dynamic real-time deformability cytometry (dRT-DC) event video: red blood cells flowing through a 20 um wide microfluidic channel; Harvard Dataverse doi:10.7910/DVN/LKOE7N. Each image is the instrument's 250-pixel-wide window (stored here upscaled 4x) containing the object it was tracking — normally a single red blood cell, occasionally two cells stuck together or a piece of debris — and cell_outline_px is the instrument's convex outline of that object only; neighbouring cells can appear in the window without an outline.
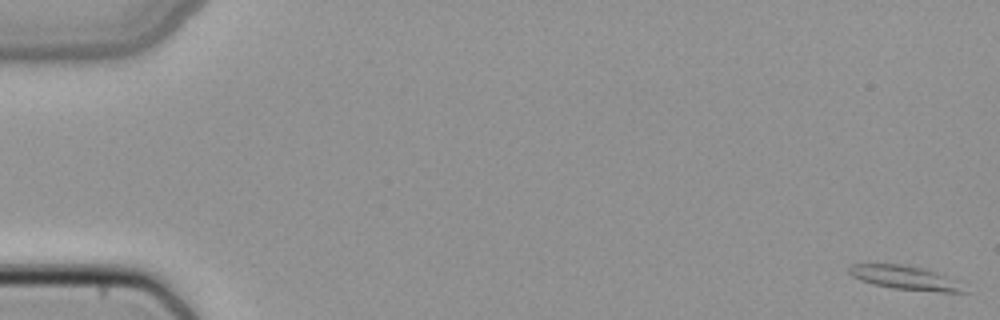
{"species": "common noctule bat (a hibernating species)", "species_latin": "Nyctalus noctula", "temperature_condition": "cold", "stored_images_in_passage": 51, "camera_frame_rate_fps": 3000, "um_per_image_px": 0.085, "animal": {"sex": "female", "body_mass_g": 22.7, "forearm_length_mm": 54.2}, "frame": {"image": 1, "passage_image": 1, "time_ms": 0.0, "image_size_px": [1000, 320], "cell_outline_px": [[968, 292], [940, 292], [892, 288], [872, 284], [860, 280], [852, 276], [848, 272], [848, 268], [852, 264], [900, 264], [928, 268], [960, 280]], "centroid_in_image_um": [77.02, 23.6], "position_along_channel_um": 8.0, "area_um2": 16.47}}
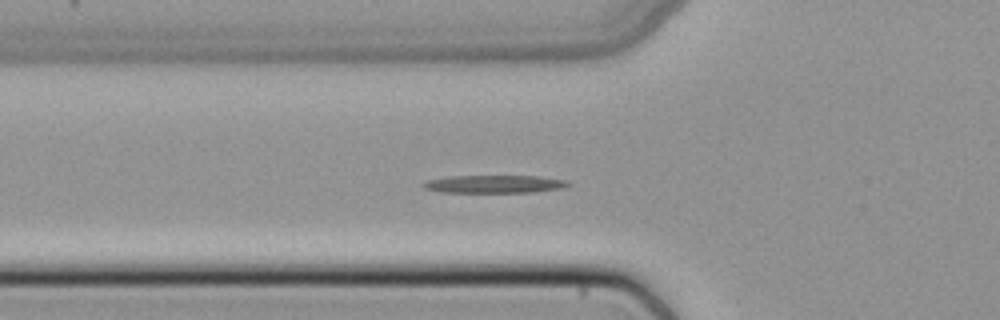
{"frame": {"image": 2, "passage_image": 19, "time_ms": 6.0, "image_size_px": [1000, 320], "cell_outline_px": [[572, 184], [564, 188], [532, 192], [440, 192], [424, 188], [420, 184], [424, 180], [448, 176], [540, 176], [568, 180]], "centroid_in_image_um": [42.01, 15.64], "position_along_channel_um": 83.8, "area_um2": 15.26}}
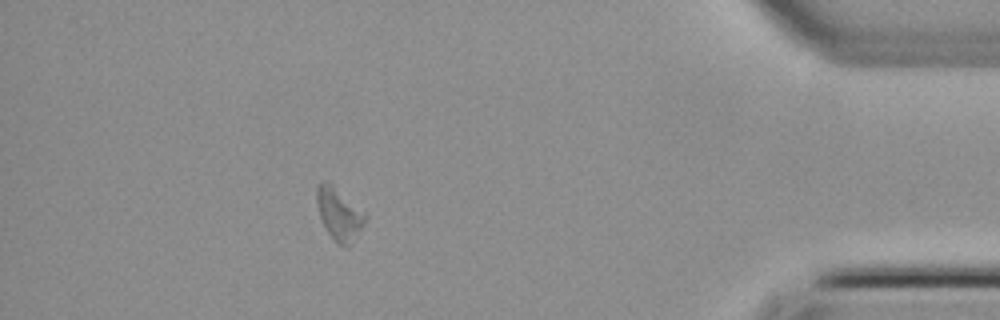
{"frame": {"image": 3, "passage_image": 46, "time_ms": 15.0, "image_size_px": [1000, 320], "cell_outline_px": [[368, 216], [364, 224], [352, 244], [348, 248], [336, 244], [328, 232], [320, 216], [316, 204], [316, 184], [320, 180], [328, 180]], "centroid_in_image_um": [28.8, 18.18], "position_along_channel_um": 406.4, "area_um2": 14.97}}